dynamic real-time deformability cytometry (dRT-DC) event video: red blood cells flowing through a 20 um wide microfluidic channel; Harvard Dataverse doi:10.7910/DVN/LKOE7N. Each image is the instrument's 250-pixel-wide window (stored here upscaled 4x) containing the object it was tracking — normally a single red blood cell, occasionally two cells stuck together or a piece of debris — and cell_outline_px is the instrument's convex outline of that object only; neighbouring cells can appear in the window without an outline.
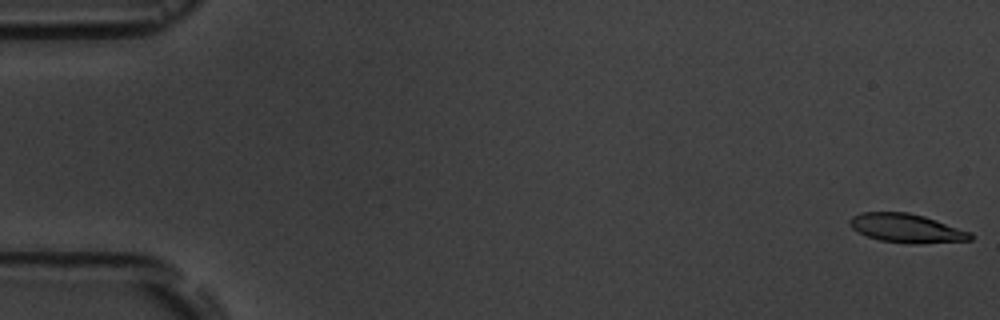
{"species": "common noctule bat (a hibernating species)", "species_latin": "Nyctalus noctula", "temperature_condition": "room temperature", "stored_images_in_passage": 17, "camera_frame_rate_fps": 3000, "um_per_image_px": 0.085, "animal": {"sex": "male", "body_mass_g": 19.5, "forearm_length_mm": 54.6}, "frame": {"image": 1, "passage_image": 1, "time_ms": 0.0, "image_size_px": [1000, 320], "cell_outline_px": [[972, 240], [920, 244], [912, 244], [880, 240], [868, 236], [852, 228], [848, 224], [852, 216], [860, 212], [908, 212], [924, 216], [972, 232]], "centroid_in_image_um": [77.07, 19.4], "position_along_channel_um": 7.9, "area_um2": 20.29}}
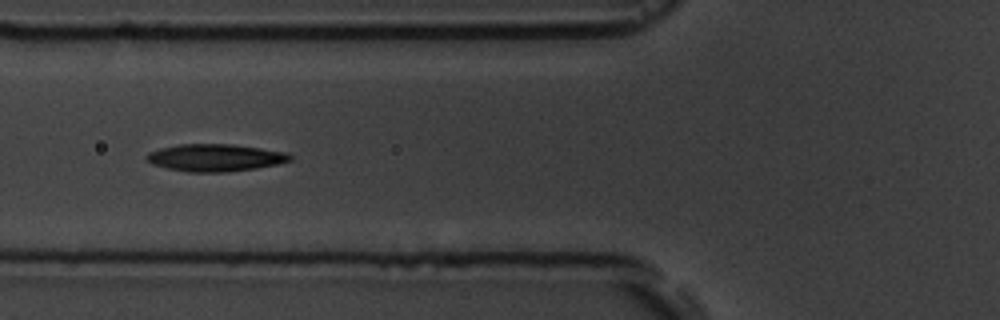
{"frame": {"image": 2, "passage_image": 7, "time_ms": 6.667, "image_size_px": [1000, 320], "cell_outline_px": [[292, 160], [276, 164], [256, 168], [228, 172], [188, 172], [168, 168], [152, 164], [144, 160], [144, 156], [148, 152], [160, 148], [180, 144], [232, 144], [288, 152], [292, 156]], "centroid_in_image_um": [18.26, 13.4], "position_along_channel_um": 107.5, "area_um2": 22.95}}
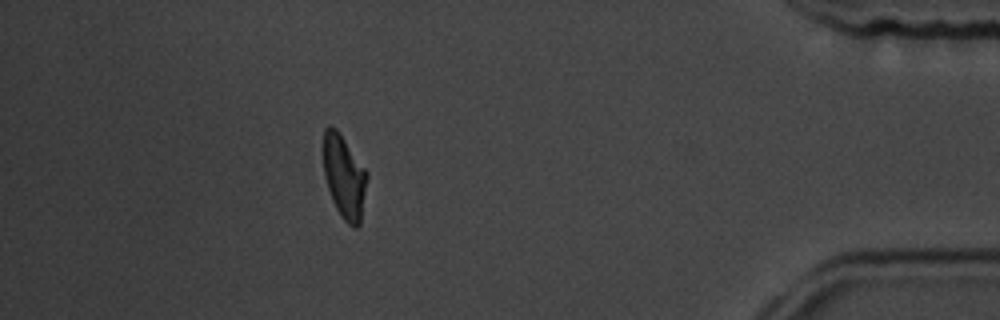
{"frame": {"image": 3, "passage_image": 15, "time_ms": 16.0, "image_size_px": [1000, 320], "cell_outline_px": [[368, 176], [360, 224], [356, 228], [352, 228], [340, 216], [332, 200], [324, 176], [324, 128], [328, 124], [332, 124], [336, 128], [368, 172]], "centroid_in_image_um": [29.26, 15.03], "position_along_channel_um": 405.9, "area_um2": 21.27}, "authors_computed_cell_mechanics": {"area_um2": 21.2704, "velocity_mm_per_s": 3.7294, "shape_relaxation_time_tau1_ms": 4.76, "shape_relaxation_time_tau2_ms": 2.7651, "deformation_change_tau1": 0.1427, "deformation_change_tau2": 0.0882}}